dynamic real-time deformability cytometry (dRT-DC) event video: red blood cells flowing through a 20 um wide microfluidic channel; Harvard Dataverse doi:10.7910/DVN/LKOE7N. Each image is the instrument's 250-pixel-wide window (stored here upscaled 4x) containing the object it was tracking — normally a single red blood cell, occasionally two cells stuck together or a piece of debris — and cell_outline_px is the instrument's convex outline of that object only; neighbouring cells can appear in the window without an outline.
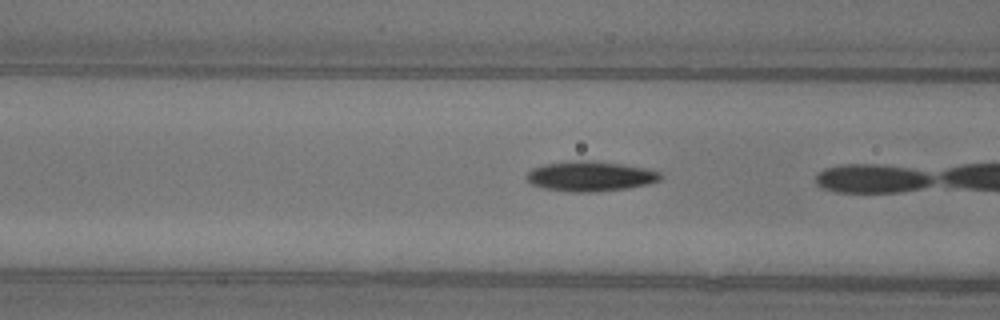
{"species": "common noctule bat (a hibernating species)", "species_latin": "Nyctalus noctula", "temperature_condition": "warm", "stored_images_in_passage": 4, "camera_frame_rate_fps": 3000, "um_per_image_px": 0.085, "animal": {"sex": "female"}, "frame": {"image": 1, "passage_image": 3, "time_ms": 0.667, "image_size_px": [1000, 320], "cell_outline_px": [[664, 176], [660, 180], [648, 184], [624, 188], [596, 192], [568, 192], [544, 188], [532, 184], [524, 176], [532, 168], [544, 164], [580, 160], [592, 160], [620, 164], [644, 168], [660, 172]], "centroid_in_image_um": [50.16, 14.98], "position_along_channel_um": 116.4, "area_um2": 23.35}}